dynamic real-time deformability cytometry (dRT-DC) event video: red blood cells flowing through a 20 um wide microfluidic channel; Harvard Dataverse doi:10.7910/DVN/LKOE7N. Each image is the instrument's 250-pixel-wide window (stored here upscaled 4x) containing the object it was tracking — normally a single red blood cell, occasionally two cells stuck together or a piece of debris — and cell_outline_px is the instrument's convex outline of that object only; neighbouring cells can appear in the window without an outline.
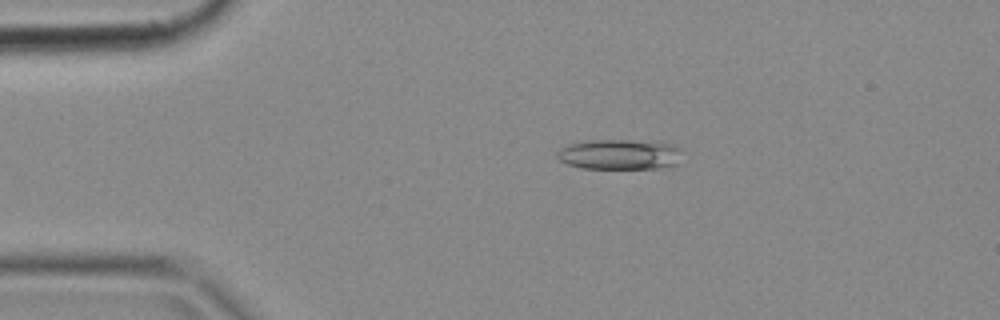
{"species": "common noctule bat (a hibernating species)", "species_latin": "Nyctalus noctula", "temperature_condition": "cold", "stored_images_in_passage": 6, "camera_frame_rate_fps": 3000, "um_per_image_px": 0.085, "animal": {"sex": "female", "body_mass_g": 18.4}, "frame": {"image": 1, "passage_image": 1, "time_ms": 0.0, "image_size_px": [1000, 320], "cell_outline_px": [[676, 164], [656, 168], [580, 168], [568, 164], [560, 160], [556, 156], [556, 152], [568, 144], [592, 140], [624, 140], [668, 144], [676, 148]], "centroid_in_image_um": [52.5, 13.13], "position_along_channel_um": 32.5, "area_um2": 21.15}}